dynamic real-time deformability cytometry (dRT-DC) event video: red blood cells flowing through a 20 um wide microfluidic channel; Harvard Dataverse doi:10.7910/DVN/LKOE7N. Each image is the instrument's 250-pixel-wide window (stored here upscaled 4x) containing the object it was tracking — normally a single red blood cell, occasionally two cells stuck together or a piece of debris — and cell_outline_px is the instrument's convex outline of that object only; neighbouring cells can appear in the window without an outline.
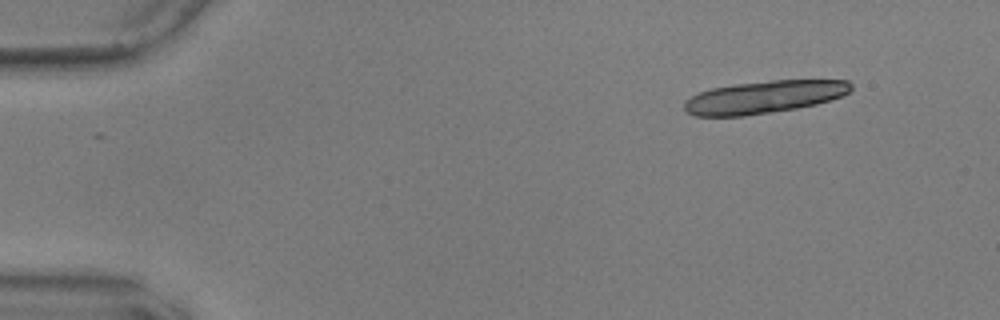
{"species": "common noctule bat (a hibernating species)", "species_latin": "Nyctalus noctula", "temperature_condition": "warm", "stored_images_in_passage": 15, "camera_frame_rate_fps": 3000, "um_per_image_px": 0.085, "animal": {"sex": "male", "body_mass_g": 17.9, "forearm_length_mm": 54.2}, "frame": {"image": 1, "passage_image": 1, "time_ms": 0.0, "image_size_px": [1000, 320], "cell_outline_px": [[852, 88], [848, 92], [840, 96], [816, 104], [796, 108], [744, 116], [696, 116], [688, 112], [684, 108], [684, 100], [700, 92], [712, 88], [736, 84], [772, 80], [848, 80], [852, 84]], "centroid_in_image_um": [64.93, 8.24], "position_along_channel_um": 20.1, "area_um2": 31.33}}